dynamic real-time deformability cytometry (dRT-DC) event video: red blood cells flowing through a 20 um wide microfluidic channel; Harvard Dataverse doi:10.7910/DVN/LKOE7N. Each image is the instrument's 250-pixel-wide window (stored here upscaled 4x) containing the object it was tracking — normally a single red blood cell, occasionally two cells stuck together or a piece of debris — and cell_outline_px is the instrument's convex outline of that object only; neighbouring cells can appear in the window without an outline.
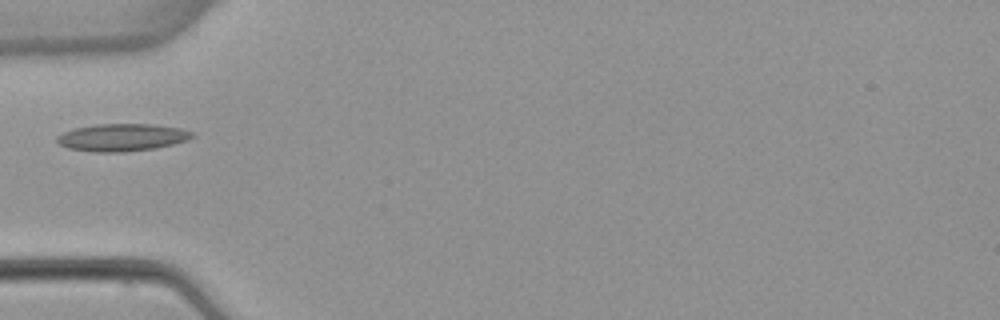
{"species": "common noctule bat (a hibernating species)", "species_latin": "Nyctalus noctula", "temperature_condition": "warm", "stored_images_in_passage": 2, "camera_frame_rate_fps": 3000, "um_per_image_px": 0.085, "animal": {"sex": "female", "body_mass_g": 22.7, "forearm_length_mm": 54.2}, "frame": {"image": 1, "passage_image": 2, "time_ms": 1.0, "image_size_px": [1000, 320], "cell_outline_px": [[196, 136], [188, 140], [156, 148], [124, 152], [92, 152], [68, 148], [60, 144], [56, 140], [56, 136], [64, 132], [76, 128], [96, 124], [152, 124], [180, 128], [192, 132]], "centroid_in_image_um": [10.38, 11.68], "position_along_channel_um": 74.6, "area_um2": 21.62}}